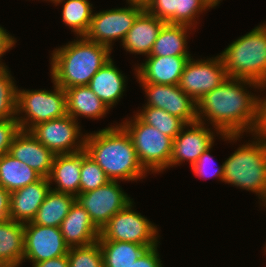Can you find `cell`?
I'll return each mask as SVG.
<instances>
[{
    "mask_svg": "<svg viewBox=\"0 0 266 267\" xmlns=\"http://www.w3.org/2000/svg\"><path fill=\"white\" fill-rule=\"evenodd\" d=\"M246 85L262 89L256 82L227 77L196 102L197 121L204 123L208 119L216 134L231 142L237 141L244 132L253 135L259 122L260 98L247 92Z\"/></svg>",
    "mask_w": 266,
    "mask_h": 267,
    "instance_id": "obj_1",
    "label": "cell"
},
{
    "mask_svg": "<svg viewBox=\"0 0 266 267\" xmlns=\"http://www.w3.org/2000/svg\"><path fill=\"white\" fill-rule=\"evenodd\" d=\"M84 151L103 169L110 180L136 181L147 170L141 165L133 142L121 126L86 134Z\"/></svg>",
    "mask_w": 266,
    "mask_h": 267,
    "instance_id": "obj_2",
    "label": "cell"
},
{
    "mask_svg": "<svg viewBox=\"0 0 266 267\" xmlns=\"http://www.w3.org/2000/svg\"><path fill=\"white\" fill-rule=\"evenodd\" d=\"M78 38L54 49L50 56L51 78L63 89L88 85L93 75L111 59L109 47L84 36Z\"/></svg>",
    "mask_w": 266,
    "mask_h": 267,
    "instance_id": "obj_3",
    "label": "cell"
},
{
    "mask_svg": "<svg viewBox=\"0 0 266 267\" xmlns=\"http://www.w3.org/2000/svg\"><path fill=\"white\" fill-rule=\"evenodd\" d=\"M228 77L246 79L266 88V24L233 41L219 55Z\"/></svg>",
    "mask_w": 266,
    "mask_h": 267,
    "instance_id": "obj_4",
    "label": "cell"
},
{
    "mask_svg": "<svg viewBox=\"0 0 266 267\" xmlns=\"http://www.w3.org/2000/svg\"><path fill=\"white\" fill-rule=\"evenodd\" d=\"M253 135L256 141L240 145L223 162V182L258 194L266 206V141Z\"/></svg>",
    "mask_w": 266,
    "mask_h": 267,
    "instance_id": "obj_5",
    "label": "cell"
},
{
    "mask_svg": "<svg viewBox=\"0 0 266 267\" xmlns=\"http://www.w3.org/2000/svg\"><path fill=\"white\" fill-rule=\"evenodd\" d=\"M129 134L141 165L152 173L169 168L173 138L144 123L137 115L120 124Z\"/></svg>",
    "mask_w": 266,
    "mask_h": 267,
    "instance_id": "obj_6",
    "label": "cell"
},
{
    "mask_svg": "<svg viewBox=\"0 0 266 267\" xmlns=\"http://www.w3.org/2000/svg\"><path fill=\"white\" fill-rule=\"evenodd\" d=\"M52 82L54 91L17 90L16 119L20 130L30 131L39 123L67 115L66 91ZM22 113H25L24 118L19 116Z\"/></svg>",
    "mask_w": 266,
    "mask_h": 267,
    "instance_id": "obj_7",
    "label": "cell"
},
{
    "mask_svg": "<svg viewBox=\"0 0 266 267\" xmlns=\"http://www.w3.org/2000/svg\"><path fill=\"white\" fill-rule=\"evenodd\" d=\"M133 201L116 213L100 230L98 240L158 245V228L141 213L133 211Z\"/></svg>",
    "mask_w": 266,
    "mask_h": 267,
    "instance_id": "obj_8",
    "label": "cell"
},
{
    "mask_svg": "<svg viewBox=\"0 0 266 267\" xmlns=\"http://www.w3.org/2000/svg\"><path fill=\"white\" fill-rule=\"evenodd\" d=\"M129 6L94 13L84 37L112 48V41L125 38L137 17L145 10L144 4L128 2Z\"/></svg>",
    "mask_w": 266,
    "mask_h": 267,
    "instance_id": "obj_9",
    "label": "cell"
},
{
    "mask_svg": "<svg viewBox=\"0 0 266 267\" xmlns=\"http://www.w3.org/2000/svg\"><path fill=\"white\" fill-rule=\"evenodd\" d=\"M78 124V121L67 114L61 118L39 123L30 132L55 155L70 154L84 150L86 135L80 132L81 127ZM80 136L82 138L79 140Z\"/></svg>",
    "mask_w": 266,
    "mask_h": 267,
    "instance_id": "obj_10",
    "label": "cell"
},
{
    "mask_svg": "<svg viewBox=\"0 0 266 267\" xmlns=\"http://www.w3.org/2000/svg\"><path fill=\"white\" fill-rule=\"evenodd\" d=\"M132 200L122 190L118 181L114 180H110L95 190L79 193L76 196V202L88 212L91 220L100 230Z\"/></svg>",
    "mask_w": 266,
    "mask_h": 267,
    "instance_id": "obj_11",
    "label": "cell"
},
{
    "mask_svg": "<svg viewBox=\"0 0 266 267\" xmlns=\"http://www.w3.org/2000/svg\"><path fill=\"white\" fill-rule=\"evenodd\" d=\"M221 57L194 60L190 58L180 77L178 86L194 101H199L205 94L217 88L227 79Z\"/></svg>",
    "mask_w": 266,
    "mask_h": 267,
    "instance_id": "obj_12",
    "label": "cell"
},
{
    "mask_svg": "<svg viewBox=\"0 0 266 267\" xmlns=\"http://www.w3.org/2000/svg\"><path fill=\"white\" fill-rule=\"evenodd\" d=\"M24 239L23 260L32 263L67 255L69 250L59 227L24 223Z\"/></svg>",
    "mask_w": 266,
    "mask_h": 267,
    "instance_id": "obj_13",
    "label": "cell"
},
{
    "mask_svg": "<svg viewBox=\"0 0 266 267\" xmlns=\"http://www.w3.org/2000/svg\"><path fill=\"white\" fill-rule=\"evenodd\" d=\"M147 97L145 106L163 109L186 124L197 121V104L178 85L141 83Z\"/></svg>",
    "mask_w": 266,
    "mask_h": 267,
    "instance_id": "obj_14",
    "label": "cell"
},
{
    "mask_svg": "<svg viewBox=\"0 0 266 267\" xmlns=\"http://www.w3.org/2000/svg\"><path fill=\"white\" fill-rule=\"evenodd\" d=\"M204 124L198 121L186 124L173 139L169 167L180 165L185 160L192 166L204 151L213 146L215 132Z\"/></svg>",
    "mask_w": 266,
    "mask_h": 267,
    "instance_id": "obj_15",
    "label": "cell"
},
{
    "mask_svg": "<svg viewBox=\"0 0 266 267\" xmlns=\"http://www.w3.org/2000/svg\"><path fill=\"white\" fill-rule=\"evenodd\" d=\"M191 56H147L135 69L138 81L164 85H178Z\"/></svg>",
    "mask_w": 266,
    "mask_h": 267,
    "instance_id": "obj_16",
    "label": "cell"
},
{
    "mask_svg": "<svg viewBox=\"0 0 266 267\" xmlns=\"http://www.w3.org/2000/svg\"><path fill=\"white\" fill-rule=\"evenodd\" d=\"M9 154L26 163L42 177H48L55 154L41 144L30 131L19 130L14 136Z\"/></svg>",
    "mask_w": 266,
    "mask_h": 267,
    "instance_id": "obj_17",
    "label": "cell"
},
{
    "mask_svg": "<svg viewBox=\"0 0 266 267\" xmlns=\"http://www.w3.org/2000/svg\"><path fill=\"white\" fill-rule=\"evenodd\" d=\"M51 189L48 178L41 177L34 183L12 191L10 198V219L23 224L32 222L37 210Z\"/></svg>",
    "mask_w": 266,
    "mask_h": 267,
    "instance_id": "obj_18",
    "label": "cell"
},
{
    "mask_svg": "<svg viewBox=\"0 0 266 267\" xmlns=\"http://www.w3.org/2000/svg\"><path fill=\"white\" fill-rule=\"evenodd\" d=\"M65 243L70 247L85 246L98 241L100 229L88 212L76 201L60 225Z\"/></svg>",
    "mask_w": 266,
    "mask_h": 267,
    "instance_id": "obj_19",
    "label": "cell"
},
{
    "mask_svg": "<svg viewBox=\"0 0 266 267\" xmlns=\"http://www.w3.org/2000/svg\"><path fill=\"white\" fill-rule=\"evenodd\" d=\"M81 165L82 150L76 153L55 155L47 177L50 184H53L52 182L57 184L51 190L77 196L80 193Z\"/></svg>",
    "mask_w": 266,
    "mask_h": 267,
    "instance_id": "obj_20",
    "label": "cell"
},
{
    "mask_svg": "<svg viewBox=\"0 0 266 267\" xmlns=\"http://www.w3.org/2000/svg\"><path fill=\"white\" fill-rule=\"evenodd\" d=\"M164 21L144 10L135 20L121 45L129 53L150 55Z\"/></svg>",
    "mask_w": 266,
    "mask_h": 267,
    "instance_id": "obj_21",
    "label": "cell"
},
{
    "mask_svg": "<svg viewBox=\"0 0 266 267\" xmlns=\"http://www.w3.org/2000/svg\"><path fill=\"white\" fill-rule=\"evenodd\" d=\"M125 78L110 59L93 75L88 86L110 109L122 98L126 90Z\"/></svg>",
    "mask_w": 266,
    "mask_h": 267,
    "instance_id": "obj_22",
    "label": "cell"
},
{
    "mask_svg": "<svg viewBox=\"0 0 266 267\" xmlns=\"http://www.w3.org/2000/svg\"><path fill=\"white\" fill-rule=\"evenodd\" d=\"M66 91L67 114L78 121L79 116L93 118L104 117L108 106L89 88L88 85L75 86Z\"/></svg>",
    "mask_w": 266,
    "mask_h": 267,
    "instance_id": "obj_23",
    "label": "cell"
},
{
    "mask_svg": "<svg viewBox=\"0 0 266 267\" xmlns=\"http://www.w3.org/2000/svg\"><path fill=\"white\" fill-rule=\"evenodd\" d=\"M24 224L0 221V266L19 267L24 257Z\"/></svg>",
    "mask_w": 266,
    "mask_h": 267,
    "instance_id": "obj_24",
    "label": "cell"
},
{
    "mask_svg": "<svg viewBox=\"0 0 266 267\" xmlns=\"http://www.w3.org/2000/svg\"><path fill=\"white\" fill-rule=\"evenodd\" d=\"M190 29L187 25L165 23L149 56H191L187 51V32Z\"/></svg>",
    "mask_w": 266,
    "mask_h": 267,
    "instance_id": "obj_25",
    "label": "cell"
},
{
    "mask_svg": "<svg viewBox=\"0 0 266 267\" xmlns=\"http://www.w3.org/2000/svg\"><path fill=\"white\" fill-rule=\"evenodd\" d=\"M41 177L37 171L9 153L0 157V186L9 192L34 183Z\"/></svg>",
    "mask_w": 266,
    "mask_h": 267,
    "instance_id": "obj_26",
    "label": "cell"
},
{
    "mask_svg": "<svg viewBox=\"0 0 266 267\" xmlns=\"http://www.w3.org/2000/svg\"><path fill=\"white\" fill-rule=\"evenodd\" d=\"M75 201L76 196L51 190L37 210L32 223L48 227H60Z\"/></svg>",
    "mask_w": 266,
    "mask_h": 267,
    "instance_id": "obj_27",
    "label": "cell"
},
{
    "mask_svg": "<svg viewBox=\"0 0 266 267\" xmlns=\"http://www.w3.org/2000/svg\"><path fill=\"white\" fill-rule=\"evenodd\" d=\"M98 242L104 267H130L148 248L156 246L109 240Z\"/></svg>",
    "mask_w": 266,
    "mask_h": 267,
    "instance_id": "obj_28",
    "label": "cell"
},
{
    "mask_svg": "<svg viewBox=\"0 0 266 267\" xmlns=\"http://www.w3.org/2000/svg\"><path fill=\"white\" fill-rule=\"evenodd\" d=\"M52 3L63 4L62 21L75 32V35L84 36L93 17L92 4L88 0H51Z\"/></svg>",
    "mask_w": 266,
    "mask_h": 267,
    "instance_id": "obj_29",
    "label": "cell"
},
{
    "mask_svg": "<svg viewBox=\"0 0 266 267\" xmlns=\"http://www.w3.org/2000/svg\"><path fill=\"white\" fill-rule=\"evenodd\" d=\"M136 115L146 124L157 128L161 133L173 139L181 132L186 123L167 111L145 106L142 111L137 112Z\"/></svg>",
    "mask_w": 266,
    "mask_h": 267,
    "instance_id": "obj_30",
    "label": "cell"
},
{
    "mask_svg": "<svg viewBox=\"0 0 266 267\" xmlns=\"http://www.w3.org/2000/svg\"><path fill=\"white\" fill-rule=\"evenodd\" d=\"M8 69L0 70V120L16 119L17 90Z\"/></svg>",
    "mask_w": 266,
    "mask_h": 267,
    "instance_id": "obj_31",
    "label": "cell"
},
{
    "mask_svg": "<svg viewBox=\"0 0 266 267\" xmlns=\"http://www.w3.org/2000/svg\"><path fill=\"white\" fill-rule=\"evenodd\" d=\"M67 256L69 267H104L98 241L85 246L70 247Z\"/></svg>",
    "mask_w": 266,
    "mask_h": 267,
    "instance_id": "obj_32",
    "label": "cell"
},
{
    "mask_svg": "<svg viewBox=\"0 0 266 267\" xmlns=\"http://www.w3.org/2000/svg\"><path fill=\"white\" fill-rule=\"evenodd\" d=\"M109 181L103 169L82 150L80 193L95 190Z\"/></svg>",
    "mask_w": 266,
    "mask_h": 267,
    "instance_id": "obj_33",
    "label": "cell"
},
{
    "mask_svg": "<svg viewBox=\"0 0 266 267\" xmlns=\"http://www.w3.org/2000/svg\"><path fill=\"white\" fill-rule=\"evenodd\" d=\"M145 10L168 24L179 25V0H148Z\"/></svg>",
    "mask_w": 266,
    "mask_h": 267,
    "instance_id": "obj_34",
    "label": "cell"
},
{
    "mask_svg": "<svg viewBox=\"0 0 266 267\" xmlns=\"http://www.w3.org/2000/svg\"><path fill=\"white\" fill-rule=\"evenodd\" d=\"M210 8L212 7L207 0H179V25L196 27L195 19L199 17L197 15Z\"/></svg>",
    "mask_w": 266,
    "mask_h": 267,
    "instance_id": "obj_35",
    "label": "cell"
},
{
    "mask_svg": "<svg viewBox=\"0 0 266 267\" xmlns=\"http://www.w3.org/2000/svg\"><path fill=\"white\" fill-rule=\"evenodd\" d=\"M212 146L208 148L206 151H204L197 161L191 166L192 172L199 178H207V177H216L219 178L223 182V177H224V164L220 165L217 168L213 169L214 171L211 172L212 168L209 167L210 164H214L215 160L210 155V150ZM211 164V165H212ZM210 169V171H209Z\"/></svg>",
    "mask_w": 266,
    "mask_h": 267,
    "instance_id": "obj_36",
    "label": "cell"
},
{
    "mask_svg": "<svg viewBox=\"0 0 266 267\" xmlns=\"http://www.w3.org/2000/svg\"><path fill=\"white\" fill-rule=\"evenodd\" d=\"M19 130L17 119L0 120V157L9 153L12 140Z\"/></svg>",
    "mask_w": 266,
    "mask_h": 267,
    "instance_id": "obj_37",
    "label": "cell"
},
{
    "mask_svg": "<svg viewBox=\"0 0 266 267\" xmlns=\"http://www.w3.org/2000/svg\"><path fill=\"white\" fill-rule=\"evenodd\" d=\"M157 247L148 248L130 267H163Z\"/></svg>",
    "mask_w": 266,
    "mask_h": 267,
    "instance_id": "obj_38",
    "label": "cell"
},
{
    "mask_svg": "<svg viewBox=\"0 0 266 267\" xmlns=\"http://www.w3.org/2000/svg\"><path fill=\"white\" fill-rule=\"evenodd\" d=\"M16 39L0 26V70L7 69L1 62V57L15 45Z\"/></svg>",
    "mask_w": 266,
    "mask_h": 267,
    "instance_id": "obj_39",
    "label": "cell"
},
{
    "mask_svg": "<svg viewBox=\"0 0 266 267\" xmlns=\"http://www.w3.org/2000/svg\"><path fill=\"white\" fill-rule=\"evenodd\" d=\"M254 134L266 141V98L259 99V122Z\"/></svg>",
    "mask_w": 266,
    "mask_h": 267,
    "instance_id": "obj_40",
    "label": "cell"
},
{
    "mask_svg": "<svg viewBox=\"0 0 266 267\" xmlns=\"http://www.w3.org/2000/svg\"><path fill=\"white\" fill-rule=\"evenodd\" d=\"M11 192L0 186V221L10 219Z\"/></svg>",
    "mask_w": 266,
    "mask_h": 267,
    "instance_id": "obj_41",
    "label": "cell"
},
{
    "mask_svg": "<svg viewBox=\"0 0 266 267\" xmlns=\"http://www.w3.org/2000/svg\"><path fill=\"white\" fill-rule=\"evenodd\" d=\"M33 267H69L68 256L64 255L61 257L44 260L38 263H33Z\"/></svg>",
    "mask_w": 266,
    "mask_h": 267,
    "instance_id": "obj_42",
    "label": "cell"
},
{
    "mask_svg": "<svg viewBox=\"0 0 266 267\" xmlns=\"http://www.w3.org/2000/svg\"><path fill=\"white\" fill-rule=\"evenodd\" d=\"M220 1L222 0H207V2L212 8L216 7L220 3Z\"/></svg>",
    "mask_w": 266,
    "mask_h": 267,
    "instance_id": "obj_43",
    "label": "cell"
},
{
    "mask_svg": "<svg viewBox=\"0 0 266 267\" xmlns=\"http://www.w3.org/2000/svg\"><path fill=\"white\" fill-rule=\"evenodd\" d=\"M148 0H127V2H136V3H141L145 4Z\"/></svg>",
    "mask_w": 266,
    "mask_h": 267,
    "instance_id": "obj_44",
    "label": "cell"
}]
</instances>
